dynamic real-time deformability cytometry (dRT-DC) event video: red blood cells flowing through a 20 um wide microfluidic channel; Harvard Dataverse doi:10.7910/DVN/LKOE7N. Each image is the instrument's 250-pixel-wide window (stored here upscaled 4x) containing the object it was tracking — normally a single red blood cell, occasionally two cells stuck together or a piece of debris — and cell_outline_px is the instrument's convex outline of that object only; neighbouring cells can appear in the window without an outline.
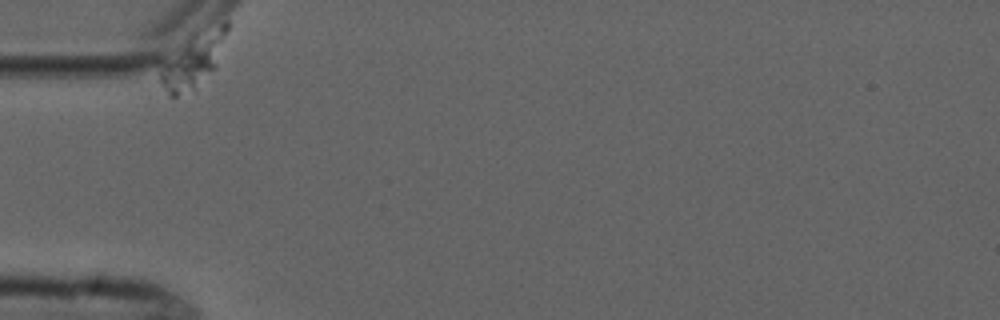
{"species": "common noctule bat (a hibernating species)", "species_latin": "Nyctalus noctula", "temperature_condition": "cold", "stored_images_in_passage": 8, "camera_frame_rate_fps": 3000, "um_per_image_px": 0.085, "animal": {"sex": "male", "forearm_length_mm": 52.5}, "frame": {"image": 1, "passage_image": 1, "time_ms": 0.0, "image_size_px": [1000, 320], "cell_outline_px": [[228, 28], [216, 68], [192, 88], [176, 96], [172, 96], [168, 92], [160, 80], [156, 60], [156, 56], [224, 20], [228, 20]], "centroid_in_image_um": [16.29, 5.07], "position_along_channel_um": 68.7, "area_um2": 21.56}}
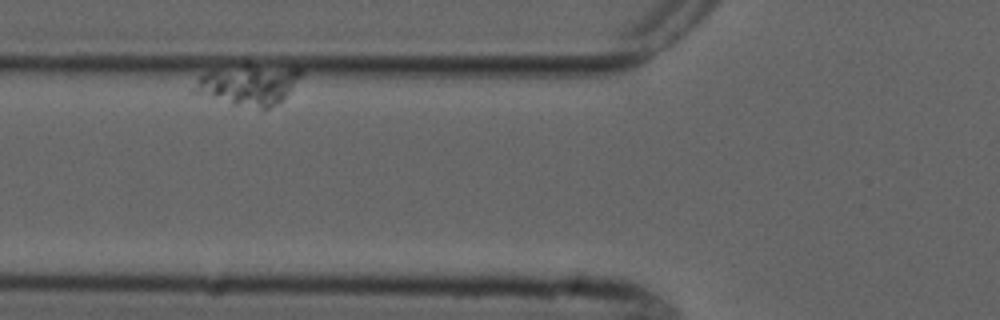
{"frame": {"image": 2, "passage_image": 3, "time_ms": 2.333, "image_size_px": [1000, 320], "cell_outline_px": [[304, 72], [284, 100], [268, 108], [260, 108], [232, 104], [192, 92], [192, 88], [200, 76], [208, 72], [244, 60], [248, 60], [300, 68]], "centroid_in_image_um": [21.17, 7.11], "position_along_channel_um": 104.6, "area_um2": 26.47}}
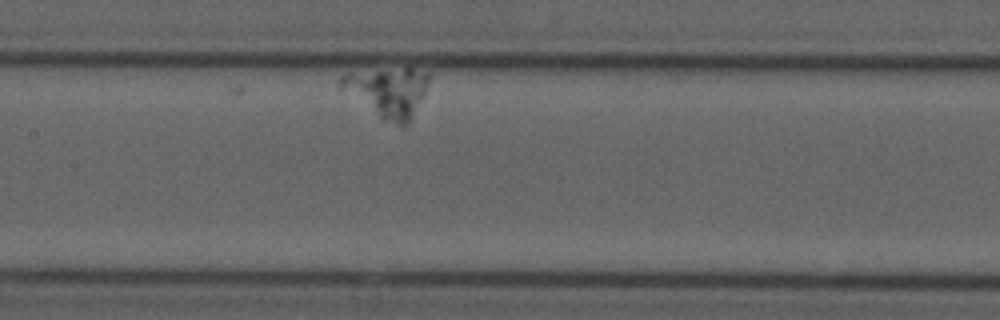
{"frame": {"image": 3, "passage_image": 6, "time_ms": 6.0, "image_size_px": [1000, 320], "cell_outline_px": [[428, 84], [408, 124], [396, 124], [384, 120], [336, 88], [336, 84], [340, 76], [404, 68], [412, 68], [428, 72]], "centroid_in_image_um": [32.9, 7.83], "position_along_channel_um": 174.5, "area_um2": 24.8}}